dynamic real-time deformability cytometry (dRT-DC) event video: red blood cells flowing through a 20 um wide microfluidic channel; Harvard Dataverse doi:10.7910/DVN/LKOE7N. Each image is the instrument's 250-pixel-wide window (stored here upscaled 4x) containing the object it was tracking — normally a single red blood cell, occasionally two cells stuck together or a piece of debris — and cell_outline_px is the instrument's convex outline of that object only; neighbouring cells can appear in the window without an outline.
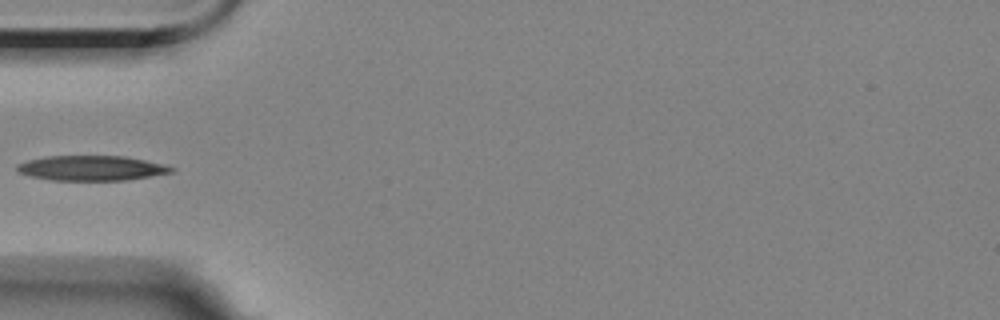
{"species": "Egyptian fruit bat (a non-hibernating species)", "species_latin": "Rousettus aegyptiacus", "temperature_condition": "room temperature", "stored_images_in_passage": 4, "camera_frame_rate_fps": 3000, "um_per_image_px": 0.085, "animal": {"sex": "female"}, "frame": {"image": 1, "passage_image": 4, "time_ms": 3.333, "image_size_px": [1000, 320], "cell_outline_px": [[176, 168], [172, 172], [152, 176], [128, 180], [52, 180], [32, 176], [20, 172], [16, 168], [16, 164], [28, 160], [44, 156], [124, 156], [164, 164]], "centroid_in_image_um": [7.8, 14.28], "position_along_channel_um": 77.2, "area_um2": 22.37}}